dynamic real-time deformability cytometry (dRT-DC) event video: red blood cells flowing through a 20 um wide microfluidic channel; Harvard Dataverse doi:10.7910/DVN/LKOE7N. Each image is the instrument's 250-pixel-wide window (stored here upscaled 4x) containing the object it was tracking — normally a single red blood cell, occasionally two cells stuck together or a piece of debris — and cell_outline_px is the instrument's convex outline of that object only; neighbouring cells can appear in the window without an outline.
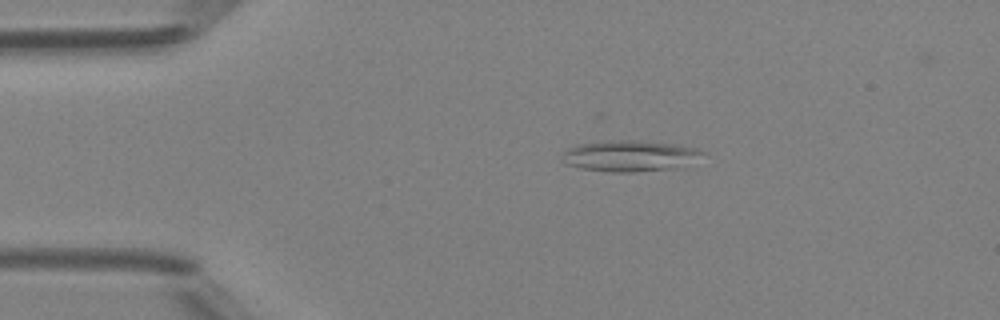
{"species": "Egyptian fruit bat (a non-hibernating species)", "species_latin": "Rousettus aegyptiacus", "temperature_condition": "room temperature", "stored_images_in_passage": 40, "camera_frame_rate_fps": 3000, "um_per_image_px": 0.085, "animal": {"sex": "female"}, "frame": {"image": 1, "passage_image": 1, "time_ms": 0.0, "image_size_px": [1000, 320], "cell_outline_px": [[708, 152], [684, 168], [632, 172], [612, 172], [580, 168], [564, 164], [564, 152], [568, 148], [576, 144], [608, 140], [640, 140], [676, 144], [700, 148]], "centroid_in_image_um": [53.63, 13.25], "position_along_channel_um": 31.4, "area_um2": 26.07}}
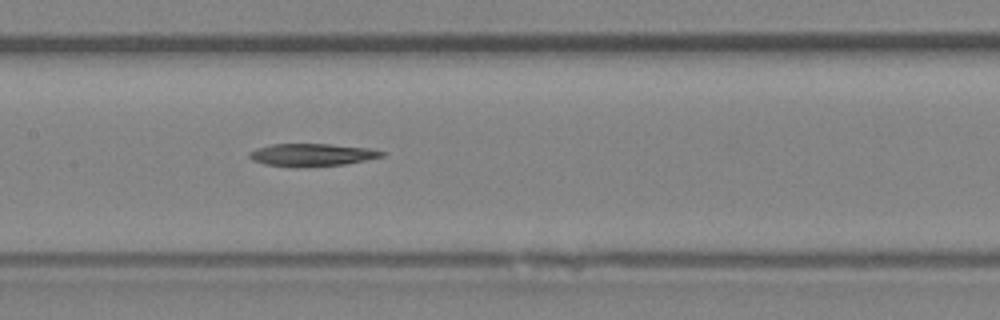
{"frame": {"image": 2, "passage_image": 15, "time_ms": 4.667, "image_size_px": [1000, 320], "cell_outline_px": [[384, 156], [344, 164], [264, 164], [252, 160], [248, 156], [248, 152], [256, 148], [272, 144], [328, 144], [368, 148], [384, 152]], "centroid_in_image_um": [26.49, 13.11], "position_along_channel_um": 180.9, "area_um2": 16.3}}
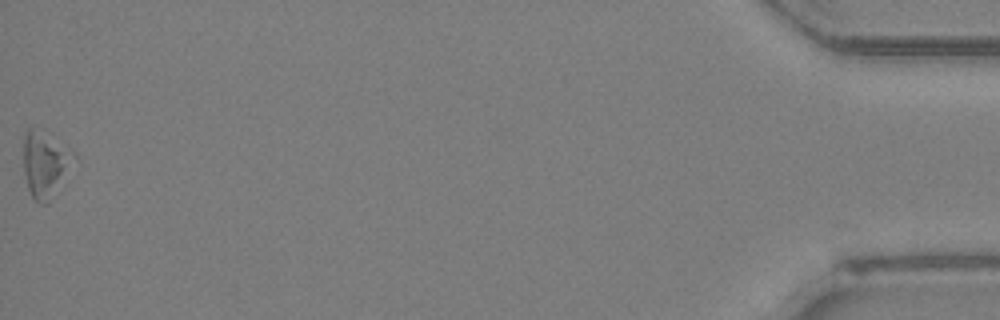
{"frame": {"image": 3, "passage_image": 40, "time_ms": 13.0, "image_size_px": [1000, 320], "cell_outline_px": [[76, 156], [60, 192], [48, 204], [40, 204], [32, 196], [28, 188], [24, 172], [24, 136], [28, 128], [44, 128], [76, 152]], "centroid_in_image_um": [3.9, 13.94], "position_along_channel_um": 431.3, "area_um2": 20.4}}